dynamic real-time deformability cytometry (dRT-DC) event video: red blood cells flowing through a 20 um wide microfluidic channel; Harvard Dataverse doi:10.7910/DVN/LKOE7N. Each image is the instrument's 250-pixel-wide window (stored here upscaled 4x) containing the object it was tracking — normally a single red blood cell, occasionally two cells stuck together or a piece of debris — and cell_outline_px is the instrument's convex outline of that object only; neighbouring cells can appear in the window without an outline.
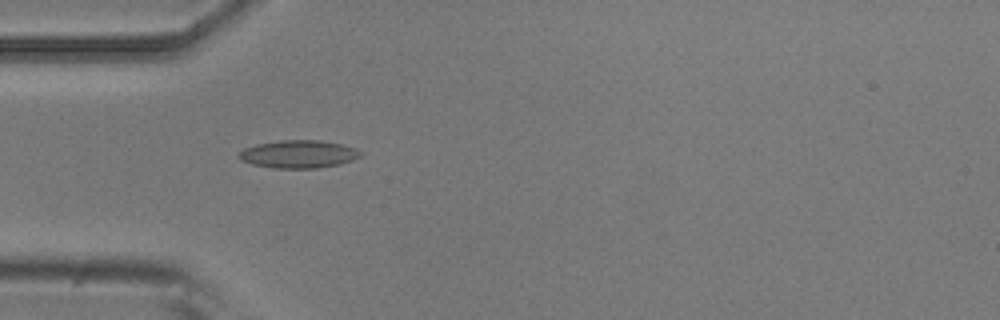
{"species": "common noctule bat (a hibernating species)", "species_latin": "Nyctalus noctula", "temperature_condition": "room temperature", "stored_images_in_passage": 14, "camera_frame_rate_fps": 3000, "um_per_image_px": 0.085, "animal": {"sex": "male", "body_mass_g": 20.5, "forearm_length_mm": 52.5}, "frame": {"image": 1, "passage_image": 4, "time_ms": 1.0, "image_size_px": [1000, 320], "cell_outline_px": [[360, 156], [352, 160], [336, 164], [316, 168], [272, 168], [252, 164], [240, 160], [236, 156], [244, 148], [256, 144], [280, 140], [320, 140], [340, 144], [352, 148], [360, 152]], "centroid_in_image_um": [25.28, 13.1], "position_along_channel_um": 59.7, "area_um2": 19.48}}
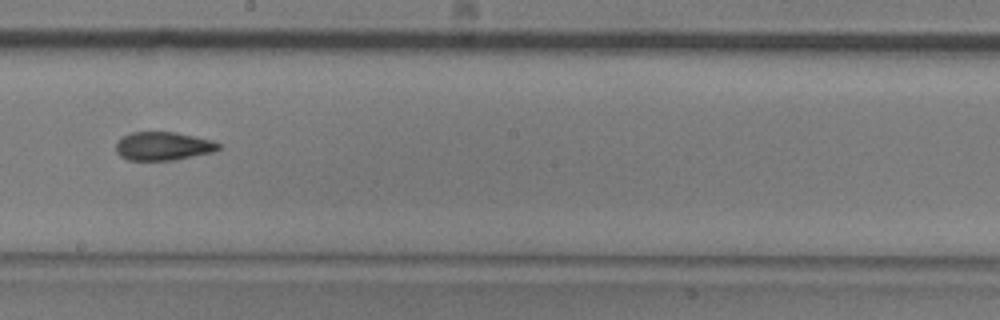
{"frame": {"image": 2, "passage_image": 8, "time_ms": 2.333, "image_size_px": [1000, 320], "cell_outline_px": [[220, 148], [212, 152], [172, 160], [128, 160], [120, 156], [116, 152], [116, 144], [124, 136], [132, 132], [176, 132], [212, 140], [220, 144]], "centroid_in_image_um": [13.86, 12.42], "position_along_channel_um": 234.3, "area_um2": 16.82}}
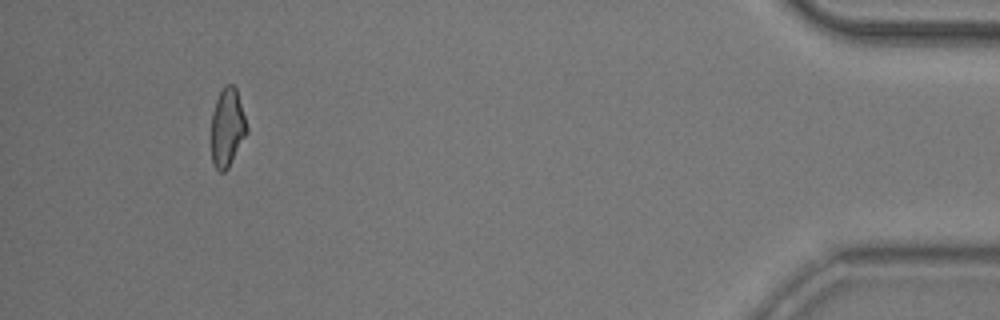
{"frame": {"image": 3, "passage_image": 13, "time_ms": 4.0, "image_size_px": [1000, 320], "cell_outline_px": [[248, 132], [228, 168], [224, 172], [220, 172], [216, 168], [212, 160], [212, 112], [216, 100], [224, 84], [232, 84], [236, 88], [248, 128]], "centroid_in_image_um": [19.33, 10.83], "position_along_channel_um": 415.9, "area_um2": 16.13}}